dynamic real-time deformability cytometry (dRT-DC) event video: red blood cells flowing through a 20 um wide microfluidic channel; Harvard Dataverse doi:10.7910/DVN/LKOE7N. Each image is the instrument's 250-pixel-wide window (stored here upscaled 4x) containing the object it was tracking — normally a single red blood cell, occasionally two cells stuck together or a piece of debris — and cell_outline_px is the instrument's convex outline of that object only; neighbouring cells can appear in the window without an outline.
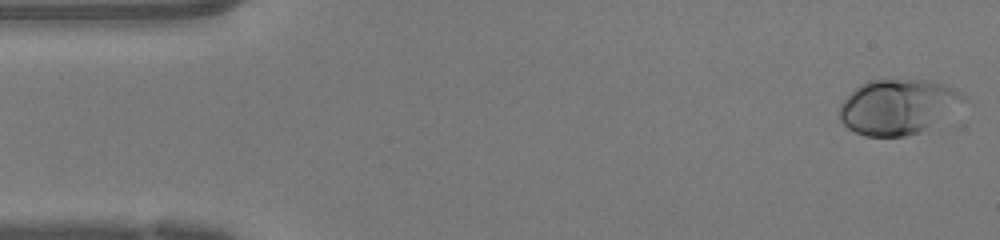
{"species": "human", "species_latin": "Homo sapiens", "temperature_condition": "warm", "stored_images_in_passage": 47, "camera_frame_rate_fps": 3000, "um_per_image_px": 0.085, "donor": {"sex": "female"}, "frame": {"image": 1, "passage_image": 1, "time_ms": 0.0, "image_size_px": [1000, 240], "cell_outline_px": [[968, 96], [960, 124], [956, 128], [944, 132], [908, 136], [864, 136], [848, 128], [840, 120], [840, 104], [860, 84], [868, 80], [928, 80], [944, 84], [956, 88]], "centroid_in_image_um": [76.73, 9.19], "position_along_channel_um": 8.3, "area_um2": 43.87}}
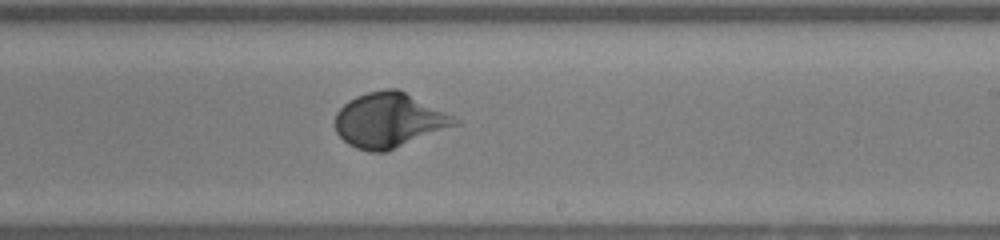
{"frame": {"image": 2, "passage_image": 27, "time_ms": 8.667, "image_size_px": [1000, 240], "cell_outline_px": [[460, 124], [384, 152], [372, 152], [356, 148], [348, 144], [336, 132], [336, 112], [348, 100], [356, 96], [368, 92], [384, 88], [396, 88], [460, 120]], "centroid_in_image_um": [33.04, 10.22], "position_along_channel_um": 256.0, "area_um2": 37.57}}
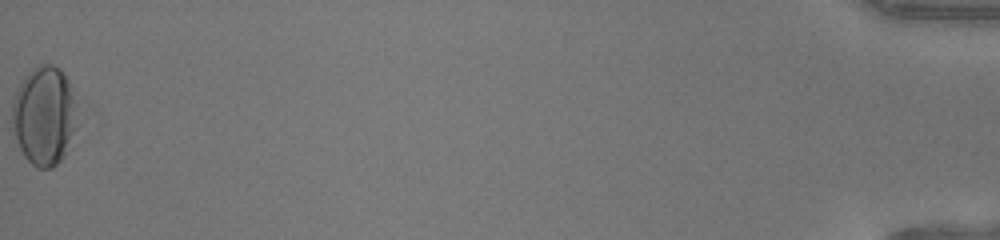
{"frame": {"image": 3, "passage_image": 47, "time_ms": 15.333, "image_size_px": [1000, 240], "cell_outline_px": [[76, 128], [64, 156], [52, 168], [36, 168], [24, 156], [12, 132], [12, 100], [24, 76], [36, 64], [52, 64], [60, 68], [68, 80], [76, 104]], "centroid_in_image_um": [3.74, 9.82], "position_along_channel_um": 431.5, "area_um2": 37.8}, "authors_computed_cell_mechanics": {"area_um2": 36.1828, "velocity_mm_per_s": 4.2635, "shape_relaxation_time_tau1_ms": 3.5136, "shape_relaxation_time_tau2_ms": null, "deformation_change_tau1": 0.1992, "deformation_change_tau2": null}}